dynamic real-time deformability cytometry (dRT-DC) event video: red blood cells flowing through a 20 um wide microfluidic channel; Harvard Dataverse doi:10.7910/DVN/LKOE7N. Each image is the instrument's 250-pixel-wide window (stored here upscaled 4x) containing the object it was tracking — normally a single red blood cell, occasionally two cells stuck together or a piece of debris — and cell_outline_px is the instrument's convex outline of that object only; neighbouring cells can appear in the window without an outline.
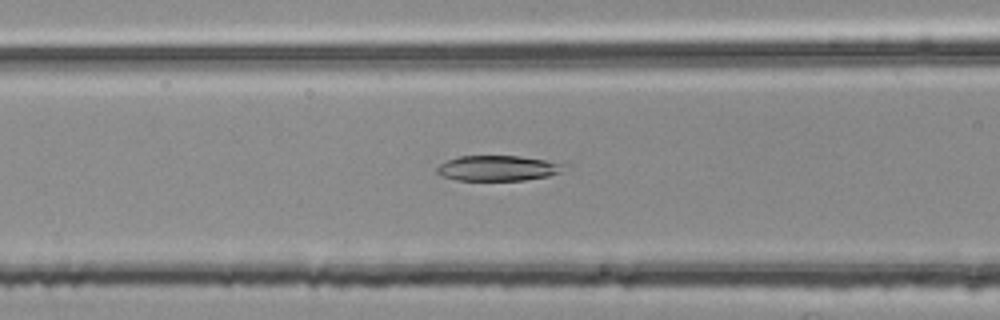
{"species": "common noctule bat (a hibernating species)", "species_latin": "Nyctalus noctula", "temperature_condition": "room temperature", "stored_images_in_passage": 26, "camera_frame_rate_fps": 3000, "um_per_image_px": 0.085, "animal": {"sex": "female", "body_mass_g": 25.1}, "frame": {"image": 1, "passage_image": 6, "time_ms": 1.667, "image_size_px": [1000, 320], "cell_outline_px": [[568, 164], [560, 172], [548, 176], [524, 180], [456, 180], [440, 176], [436, 172], [436, 168], [440, 164], [448, 160], [460, 156], [520, 156]], "centroid_in_image_um": [42.3, 14.3], "position_along_channel_um": 124.3, "area_um2": 18.73}}
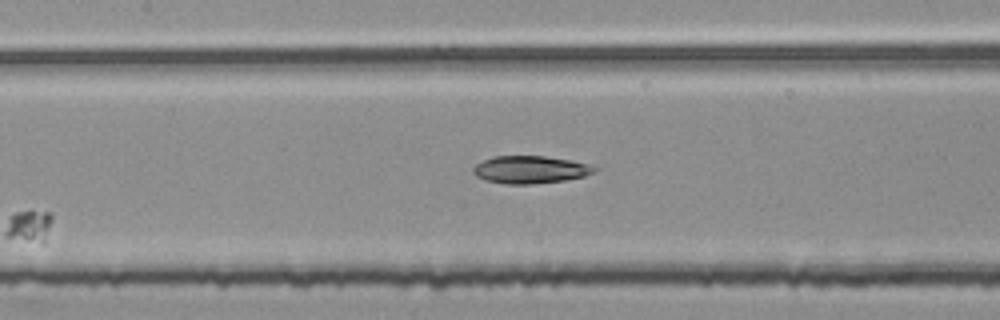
{"frame": {"image": 2, "passage_image": 9, "time_ms": 2.667, "image_size_px": [1000, 320], "cell_outline_px": [[596, 168], [592, 172], [584, 176], [564, 180], [528, 184], [504, 184], [484, 180], [476, 176], [472, 172], [472, 168], [476, 164], [492, 156], [544, 156], [572, 160], [588, 164]], "centroid_in_image_um": [45.0, 14.41], "position_along_channel_um": 162.4, "area_um2": 19.36}}